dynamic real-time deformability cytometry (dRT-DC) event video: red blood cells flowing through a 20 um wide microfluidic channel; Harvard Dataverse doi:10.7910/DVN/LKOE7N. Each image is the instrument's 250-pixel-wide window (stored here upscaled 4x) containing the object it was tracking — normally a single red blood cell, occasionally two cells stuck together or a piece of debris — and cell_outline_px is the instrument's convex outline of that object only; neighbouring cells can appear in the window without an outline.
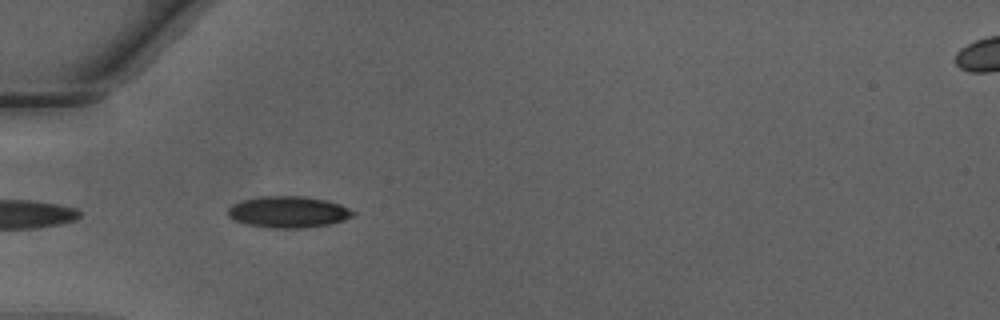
{"species": "Egyptian fruit bat (a non-hibernating species)", "species_latin": "Rousettus aegyptiacus", "temperature_condition": "warm", "stored_images_in_passage": 4, "camera_frame_rate_fps": 3000, "um_per_image_px": 0.085, "animal": {"sex": "male"}, "frame": {"image": 1, "passage_image": 2, "time_ms": 0.333, "image_size_px": [1000, 320], "cell_outline_px": [[356, 212], [352, 216], [344, 220], [328, 224], [304, 228], [268, 228], [244, 224], [228, 216], [228, 208], [232, 204], [244, 200], [260, 196], [300, 196], [324, 200], [340, 204]], "centroid_in_image_um": [24.48, 18.02], "position_along_channel_um": 60.5, "area_um2": 22.83}}